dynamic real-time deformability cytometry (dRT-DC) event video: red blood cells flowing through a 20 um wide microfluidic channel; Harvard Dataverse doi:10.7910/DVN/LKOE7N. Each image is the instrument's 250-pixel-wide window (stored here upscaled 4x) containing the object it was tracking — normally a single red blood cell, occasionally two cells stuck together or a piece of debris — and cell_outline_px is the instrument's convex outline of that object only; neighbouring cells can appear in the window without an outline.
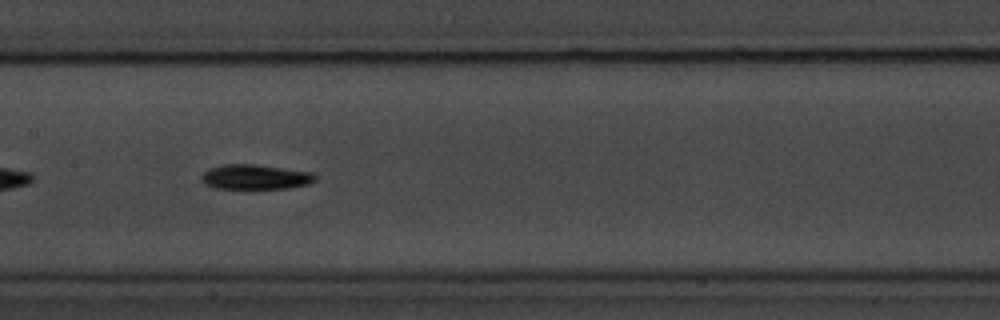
{"species": "common noctule bat (a hibernating species)", "species_latin": "Nyctalus noctula", "temperature_condition": "room temperature", "stored_images_in_passage": 41, "camera_frame_rate_fps": 3000, "um_per_image_px": 0.085, "animal": {"sex": "male", "body_mass_g": 20.1, "forearm_length_mm": 53.5}, "frame": {"image": 1, "passage_image": 12, "time_ms": 3.667, "image_size_px": [1000, 320], "cell_outline_px": [[316, 180], [308, 184], [288, 188], [216, 188], [204, 184], [200, 180], [200, 176], [208, 168], [224, 164], [256, 164], [312, 172], [316, 176]], "centroid_in_image_um": [21.67, 15.03], "position_along_channel_um": 185.7, "area_um2": 16.53}}
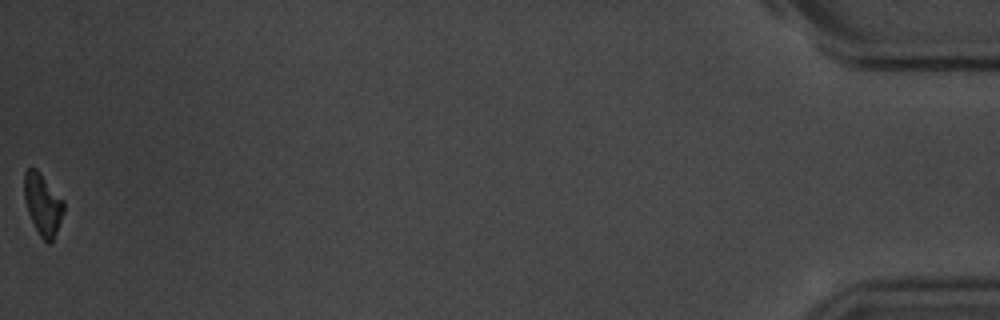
{"frame": {"image": 2, "passage_image": 41, "time_ms": 13.333, "image_size_px": [1000, 320], "cell_outline_px": [[64, 212], [56, 232], [52, 240], [48, 244], [40, 236], [28, 212], [24, 200], [24, 172], [28, 168], [36, 168], [40, 172], [64, 200]], "centroid_in_image_um": [3.63, 17.33], "position_along_channel_um": 431.6, "area_um2": 14.1}, "authors_computed_cell_mechanics": {"area_um2": 15.606, "velocity_mm_per_s": 3.5718, "shape_relaxation_time_tau1_ms": 2.083, "shape_relaxation_time_tau2_ms": null, "deformation_change_tau1": 0.1066, "deformation_change_tau2": null}}